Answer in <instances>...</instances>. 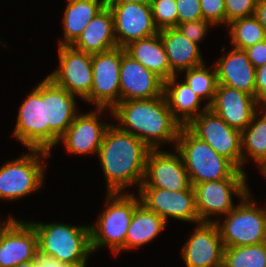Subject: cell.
<instances>
[{
    "label": "cell",
    "mask_w": 266,
    "mask_h": 267,
    "mask_svg": "<svg viewBox=\"0 0 266 267\" xmlns=\"http://www.w3.org/2000/svg\"><path fill=\"white\" fill-rule=\"evenodd\" d=\"M262 173H264V175L266 177V168L262 171Z\"/></svg>",
    "instance_id": "obj_44"
},
{
    "label": "cell",
    "mask_w": 266,
    "mask_h": 267,
    "mask_svg": "<svg viewBox=\"0 0 266 267\" xmlns=\"http://www.w3.org/2000/svg\"><path fill=\"white\" fill-rule=\"evenodd\" d=\"M202 17L213 25L226 24L225 0H200Z\"/></svg>",
    "instance_id": "obj_35"
},
{
    "label": "cell",
    "mask_w": 266,
    "mask_h": 267,
    "mask_svg": "<svg viewBox=\"0 0 266 267\" xmlns=\"http://www.w3.org/2000/svg\"><path fill=\"white\" fill-rule=\"evenodd\" d=\"M260 113L263 114L262 117L258 119V112L256 111L251 123L241 132V143L243 164L247 161V156L243 151L245 147L248 155L255 160L263 171L266 168V108L261 109Z\"/></svg>",
    "instance_id": "obj_29"
},
{
    "label": "cell",
    "mask_w": 266,
    "mask_h": 267,
    "mask_svg": "<svg viewBox=\"0 0 266 267\" xmlns=\"http://www.w3.org/2000/svg\"><path fill=\"white\" fill-rule=\"evenodd\" d=\"M209 25L213 24L208 20L200 19L178 24L176 28L186 38L198 45V41L200 42V40L205 37Z\"/></svg>",
    "instance_id": "obj_37"
},
{
    "label": "cell",
    "mask_w": 266,
    "mask_h": 267,
    "mask_svg": "<svg viewBox=\"0 0 266 267\" xmlns=\"http://www.w3.org/2000/svg\"><path fill=\"white\" fill-rule=\"evenodd\" d=\"M175 145L192 186L227 178H246L244 171L196 137L186 126L180 129Z\"/></svg>",
    "instance_id": "obj_3"
},
{
    "label": "cell",
    "mask_w": 266,
    "mask_h": 267,
    "mask_svg": "<svg viewBox=\"0 0 266 267\" xmlns=\"http://www.w3.org/2000/svg\"><path fill=\"white\" fill-rule=\"evenodd\" d=\"M29 151L28 155L7 162L0 168V198L13 200L26 197L41 187L44 163H41L40 156L47 158L50 152L40 149Z\"/></svg>",
    "instance_id": "obj_7"
},
{
    "label": "cell",
    "mask_w": 266,
    "mask_h": 267,
    "mask_svg": "<svg viewBox=\"0 0 266 267\" xmlns=\"http://www.w3.org/2000/svg\"><path fill=\"white\" fill-rule=\"evenodd\" d=\"M105 7V0H69L63 17L65 38L60 40L59 46H71Z\"/></svg>",
    "instance_id": "obj_27"
},
{
    "label": "cell",
    "mask_w": 266,
    "mask_h": 267,
    "mask_svg": "<svg viewBox=\"0 0 266 267\" xmlns=\"http://www.w3.org/2000/svg\"><path fill=\"white\" fill-rule=\"evenodd\" d=\"M254 16L266 30V0H258Z\"/></svg>",
    "instance_id": "obj_41"
},
{
    "label": "cell",
    "mask_w": 266,
    "mask_h": 267,
    "mask_svg": "<svg viewBox=\"0 0 266 267\" xmlns=\"http://www.w3.org/2000/svg\"><path fill=\"white\" fill-rule=\"evenodd\" d=\"M196 208L201 222H214L208 217L214 214L227 215L236 205L232 195L242 199L248 192L246 178H227L193 185Z\"/></svg>",
    "instance_id": "obj_12"
},
{
    "label": "cell",
    "mask_w": 266,
    "mask_h": 267,
    "mask_svg": "<svg viewBox=\"0 0 266 267\" xmlns=\"http://www.w3.org/2000/svg\"><path fill=\"white\" fill-rule=\"evenodd\" d=\"M227 26L234 48L244 50L266 39V30L254 15L236 19Z\"/></svg>",
    "instance_id": "obj_30"
},
{
    "label": "cell",
    "mask_w": 266,
    "mask_h": 267,
    "mask_svg": "<svg viewBox=\"0 0 266 267\" xmlns=\"http://www.w3.org/2000/svg\"><path fill=\"white\" fill-rule=\"evenodd\" d=\"M260 104L254 96L226 85H217L209 108L230 127L243 131L250 123Z\"/></svg>",
    "instance_id": "obj_20"
},
{
    "label": "cell",
    "mask_w": 266,
    "mask_h": 267,
    "mask_svg": "<svg viewBox=\"0 0 266 267\" xmlns=\"http://www.w3.org/2000/svg\"><path fill=\"white\" fill-rule=\"evenodd\" d=\"M140 203L167 222L172 217L186 222L200 223L196 208L195 192L191 185L187 190L170 191L160 188H139Z\"/></svg>",
    "instance_id": "obj_15"
},
{
    "label": "cell",
    "mask_w": 266,
    "mask_h": 267,
    "mask_svg": "<svg viewBox=\"0 0 266 267\" xmlns=\"http://www.w3.org/2000/svg\"><path fill=\"white\" fill-rule=\"evenodd\" d=\"M98 112H90L75 117L67 131L59 138L66 150L74 154H98L108 124L98 121V115L105 108H96Z\"/></svg>",
    "instance_id": "obj_21"
},
{
    "label": "cell",
    "mask_w": 266,
    "mask_h": 267,
    "mask_svg": "<svg viewBox=\"0 0 266 267\" xmlns=\"http://www.w3.org/2000/svg\"><path fill=\"white\" fill-rule=\"evenodd\" d=\"M255 98L266 106V64L256 68Z\"/></svg>",
    "instance_id": "obj_39"
},
{
    "label": "cell",
    "mask_w": 266,
    "mask_h": 267,
    "mask_svg": "<svg viewBox=\"0 0 266 267\" xmlns=\"http://www.w3.org/2000/svg\"><path fill=\"white\" fill-rule=\"evenodd\" d=\"M248 192L219 224L224 248L262 244L266 242V208L256 207ZM221 225V226H220Z\"/></svg>",
    "instance_id": "obj_6"
},
{
    "label": "cell",
    "mask_w": 266,
    "mask_h": 267,
    "mask_svg": "<svg viewBox=\"0 0 266 267\" xmlns=\"http://www.w3.org/2000/svg\"><path fill=\"white\" fill-rule=\"evenodd\" d=\"M14 267H37L35 259L28 261V262H24V263H20Z\"/></svg>",
    "instance_id": "obj_43"
},
{
    "label": "cell",
    "mask_w": 266,
    "mask_h": 267,
    "mask_svg": "<svg viewBox=\"0 0 266 267\" xmlns=\"http://www.w3.org/2000/svg\"><path fill=\"white\" fill-rule=\"evenodd\" d=\"M58 51L59 68L47 77L69 93L86 99L93 81L92 55L72 46H59Z\"/></svg>",
    "instance_id": "obj_13"
},
{
    "label": "cell",
    "mask_w": 266,
    "mask_h": 267,
    "mask_svg": "<svg viewBox=\"0 0 266 267\" xmlns=\"http://www.w3.org/2000/svg\"><path fill=\"white\" fill-rule=\"evenodd\" d=\"M185 71V82L200 99H209L206 103L209 107L214 100L218 85L216 68L210 72L203 64Z\"/></svg>",
    "instance_id": "obj_32"
},
{
    "label": "cell",
    "mask_w": 266,
    "mask_h": 267,
    "mask_svg": "<svg viewBox=\"0 0 266 267\" xmlns=\"http://www.w3.org/2000/svg\"><path fill=\"white\" fill-rule=\"evenodd\" d=\"M177 25L203 19L200 0H176Z\"/></svg>",
    "instance_id": "obj_36"
},
{
    "label": "cell",
    "mask_w": 266,
    "mask_h": 267,
    "mask_svg": "<svg viewBox=\"0 0 266 267\" xmlns=\"http://www.w3.org/2000/svg\"><path fill=\"white\" fill-rule=\"evenodd\" d=\"M177 154L151 149L146 160L144 179L139 187L187 190L191 182L183 160Z\"/></svg>",
    "instance_id": "obj_14"
},
{
    "label": "cell",
    "mask_w": 266,
    "mask_h": 267,
    "mask_svg": "<svg viewBox=\"0 0 266 267\" xmlns=\"http://www.w3.org/2000/svg\"><path fill=\"white\" fill-rule=\"evenodd\" d=\"M139 203L140 198L132 194L107 192L105 211L96 226H89L92 252L107 245L114 255L125 249L127 230Z\"/></svg>",
    "instance_id": "obj_5"
},
{
    "label": "cell",
    "mask_w": 266,
    "mask_h": 267,
    "mask_svg": "<svg viewBox=\"0 0 266 267\" xmlns=\"http://www.w3.org/2000/svg\"><path fill=\"white\" fill-rule=\"evenodd\" d=\"M224 245L216 222H200L184 244L182 256L187 267H222Z\"/></svg>",
    "instance_id": "obj_18"
},
{
    "label": "cell",
    "mask_w": 266,
    "mask_h": 267,
    "mask_svg": "<svg viewBox=\"0 0 266 267\" xmlns=\"http://www.w3.org/2000/svg\"><path fill=\"white\" fill-rule=\"evenodd\" d=\"M120 101L146 100L163 95L164 81L122 48L119 72Z\"/></svg>",
    "instance_id": "obj_17"
},
{
    "label": "cell",
    "mask_w": 266,
    "mask_h": 267,
    "mask_svg": "<svg viewBox=\"0 0 266 267\" xmlns=\"http://www.w3.org/2000/svg\"><path fill=\"white\" fill-rule=\"evenodd\" d=\"M19 108L14 137L28 149H40L48 152L45 79L29 94Z\"/></svg>",
    "instance_id": "obj_10"
},
{
    "label": "cell",
    "mask_w": 266,
    "mask_h": 267,
    "mask_svg": "<svg viewBox=\"0 0 266 267\" xmlns=\"http://www.w3.org/2000/svg\"><path fill=\"white\" fill-rule=\"evenodd\" d=\"M121 58V47L92 55V88L85 101L95 103L97 108L110 110L120 102Z\"/></svg>",
    "instance_id": "obj_9"
},
{
    "label": "cell",
    "mask_w": 266,
    "mask_h": 267,
    "mask_svg": "<svg viewBox=\"0 0 266 267\" xmlns=\"http://www.w3.org/2000/svg\"><path fill=\"white\" fill-rule=\"evenodd\" d=\"M151 149L139 138L109 125L98 151L108 193L121 192L143 182L146 160Z\"/></svg>",
    "instance_id": "obj_1"
},
{
    "label": "cell",
    "mask_w": 266,
    "mask_h": 267,
    "mask_svg": "<svg viewBox=\"0 0 266 267\" xmlns=\"http://www.w3.org/2000/svg\"><path fill=\"white\" fill-rule=\"evenodd\" d=\"M222 267H266V242L224 248Z\"/></svg>",
    "instance_id": "obj_31"
},
{
    "label": "cell",
    "mask_w": 266,
    "mask_h": 267,
    "mask_svg": "<svg viewBox=\"0 0 266 267\" xmlns=\"http://www.w3.org/2000/svg\"><path fill=\"white\" fill-rule=\"evenodd\" d=\"M258 0H225L226 25L236 19L254 15Z\"/></svg>",
    "instance_id": "obj_34"
},
{
    "label": "cell",
    "mask_w": 266,
    "mask_h": 267,
    "mask_svg": "<svg viewBox=\"0 0 266 267\" xmlns=\"http://www.w3.org/2000/svg\"><path fill=\"white\" fill-rule=\"evenodd\" d=\"M166 227L165 220L139 203L127 230L125 250L137 248L153 240Z\"/></svg>",
    "instance_id": "obj_28"
},
{
    "label": "cell",
    "mask_w": 266,
    "mask_h": 267,
    "mask_svg": "<svg viewBox=\"0 0 266 267\" xmlns=\"http://www.w3.org/2000/svg\"><path fill=\"white\" fill-rule=\"evenodd\" d=\"M35 262L37 267H86V265H72L59 262L57 259L48 254L42 253L39 250L36 251Z\"/></svg>",
    "instance_id": "obj_40"
},
{
    "label": "cell",
    "mask_w": 266,
    "mask_h": 267,
    "mask_svg": "<svg viewBox=\"0 0 266 267\" xmlns=\"http://www.w3.org/2000/svg\"><path fill=\"white\" fill-rule=\"evenodd\" d=\"M38 237V250L59 262L86 265L91 254L90 227L61 223H31Z\"/></svg>",
    "instance_id": "obj_4"
},
{
    "label": "cell",
    "mask_w": 266,
    "mask_h": 267,
    "mask_svg": "<svg viewBox=\"0 0 266 267\" xmlns=\"http://www.w3.org/2000/svg\"><path fill=\"white\" fill-rule=\"evenodd\" d=\"M125 51L163 81L171 78V68L159 33L130 43Z\"/></svg>",
    "instance_id": "obj_25"
},
{
    "label": "cell",
    "mask_w": 266,
    "mask_h": 267,
    "mask_svg": "<svg viewBox=\"0 0 266 267\" xmlns=\"http://www.w3.org/2000/svg\"><path fill=\"white\" fill-rule=\"evenodd\" d=\"M186 127L243 171L241 131L230 127L206 104L202 113Z\"/></svg>",
    "instance_id": "obj_8"
},
{
    "label": "cell",
    "mask_w": 266,
    "mask_h": 267,
    "mask_svg": "<svg viewBox=\"0 0 266 267\" xmlns=\"http://www.w3.org/2000/svg\"><path fill=\"white\" fill-rule=\"evenodd\" d=\"M255 68L266 64V39L244 49Z\"/></svg>",
    "instance_id": "obj_38"
},
{
    "label": "cell",
    "mask_w": 266,
    "mask_h": 267,
    "mask_svg": "<svg viewBox=\"0 0 266 267\" xmlns=\"http://www.w3.org/2000/svg\"><path fill=\"white\" fill-rule=\"evenodd\" d=\"M120 129L142 140L150 149L163 142L176 144L182 125L173 117L164 94L146 100L120 101L112 110Z\"/></svg>",
    "instance_id": "obj_2"
},
{
    "label": "cell",
    "mask_w": 266,
    "mask_h": 267,
    "mask_svg": "<svg viewBox=\"0 0 266 267\" xmlns=\"http://www.w3.org/2000/svg\"><path fill=\"white\" fill-rule=\"evenodd\" d=\"M106 6L113 15L118 47L125 48L134 41L159 33L149 1L106 4Z\"/></svg>",
    "instance_id": "obj_11"
},
{
    "label": "cell",
    "mask_w": 266,
    "mask_h": 267,
    "mask_svg": "<svg viewBox=\"0 0 266 267\" xmlns=\"http://www.w3.org/2000/svg\"><path fill=\"white\" fill-rule=\"evenodd\" d=\"M163 94L173 117L182 126H187L202 113L198 109L202 99L194 94L185 81L176 84V75L164 81Z\"/></svg>",
    "instance_id": "obj_26"
},
{
    "label": "cell",
    "mask_w": 266,
    "mask_h": 267,
    "mask_svg": "<svg viewBox=\"0 0 266 267\" xmlns=\"http://www.w3.org/2000/svg\"><path fill=\"white\" fill-rule=\"evenodd\" d=\"M4 224L0 223V267H14L35 259L38 237L34 227L11 217Z\"/></svg>",
    "instance_id": "obj_16"
},
{
    "label": "cell",
    "mask_w": 266,
    "mask_h": 267,
    "mask_svg": "<svg viewBox=\"0 0 266 267\" xmlns=\"http://www.w3.org/2000/svg\"><path fill=\"white\" fill-rule=\"evenodd\" d=\"M155 26L159 29L177 26L176 0H150Z\"/></svg>",
    "instance_id": "obj_33"
},
{
    "label": "cell",
    "mask_w": 266,
    "mask_h": 267,
    "mask_svg": "<svg viewBox=\"0 0 266 267\" xmlns=\"http://www.w3.org/2000/svg\"><path fill=\"white\" fill-rule=\"evenodd\" d=\"M218 84L243 91L255 97L256 68L244 50L234 48L223 55L216 65Z\"/></svg>",
    "instance_id": "obj_22"
},
{
    "label": "cell",
    "mask_w": 266,
    "mask_h": 267,
    "mask_svg": "<svg viewBox=\"0 0 266 267\" xmlns=\"http://www.w3.org/2000/svg\"><path fill=\"white\" fill-rule=\"evenodd\" d=\"M171 68V77L177 72L204 64L199 46L186 38L176 27L159 30Z\"/></svg>",
    "instance_id": "obj_24"
},
{
    "label": "cell",
    "mask_w": 266,
    "mask_h": 267,
    "mask_svg": "<svg viewBox=\"0 0 266 267\" xmlns=\"http://www.w3.org/2000/svg\"><path fill=\"white\" fill-rule=\"evenodd\" d=\"M75 95L45 78V112L48 124V152L59 142L77 116Z\"/></svg>",
    "instance_id": "obj_19"
},
{
    "label": "cell",
    "mask_w": 266,
    "mask_h": 267,
    "mask_svg": "<svg viewBox=\"0 0 266 267\" xmlns=\"http://www.w3.org/2000/svg\"><path fill=\"white\" fill-rule=\"evenodd\" d=\"M143 1H150V0H105V4H121L127 2H143Z\"/></svg>",
    "instance_id": "obj_42"
},
{
    "label": "cell",
    "mask_w": 266,
    "mask_h": 267,
    "mask_svg": "<svg viewBox=\"0 0 266 267\" xmlns=\"http://www.w3.org/2000/svg\"><path fill=\"white\" fill-rule=\"evenodd\" d=\"M71 46L91 55L118 47L113 15L109 7L106 6L88 23L81 35Z\"/></svg>",
    "instance_id": "obj_23"
}]
</instances>
